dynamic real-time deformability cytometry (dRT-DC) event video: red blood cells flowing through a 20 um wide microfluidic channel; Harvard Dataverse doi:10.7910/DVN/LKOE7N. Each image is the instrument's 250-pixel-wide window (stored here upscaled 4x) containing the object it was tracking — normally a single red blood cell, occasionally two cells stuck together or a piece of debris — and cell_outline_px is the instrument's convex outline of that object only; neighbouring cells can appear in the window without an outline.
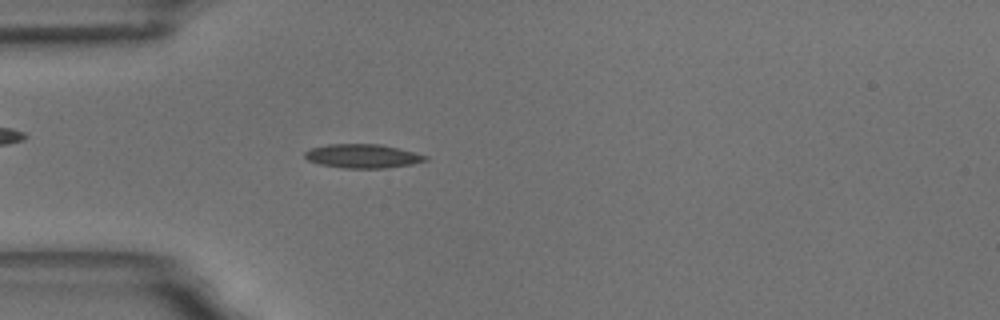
{"species": "common noctule bat (a hibernating species)", "species_latin": "Nyctalus noctula", "temperature_condition": "room temperature", "stored_images_in_passage": 57, "camera_frame_rate_fps": 3000, "um_per_image_px": 0.085, "animal": {"sex": "male", "body_mass_g": 18.8}, "frame": {"image": 1, "passage_image": 16, "time_ms": 5.0, "image_size_px": [1000, 320], "cell_outline_px": [[428, 160], [412, 164], [388, 168], [344, 168], [320, 164], [308, 160], [304, 156], [304, 152], [312, 148], [328, 144], [380, 144], [400, 148], [428, 156]], "centroid_in_image_um": [30.85, 13.26], "position_along_channel_um": 54.1, "area_um2": 16.82}}
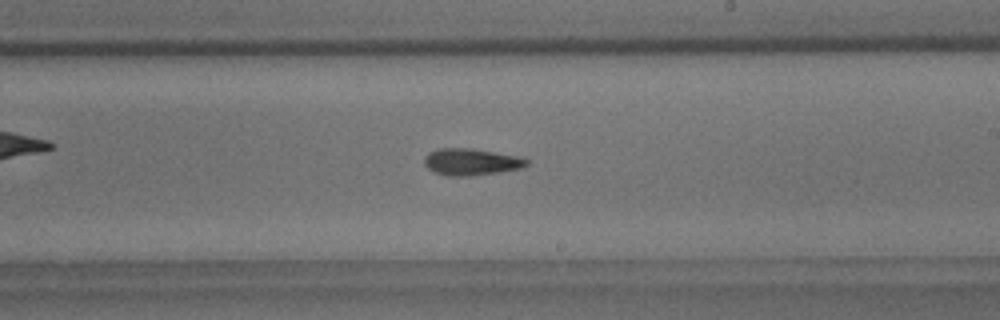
{"frame": {"image": 2, "passage_image": 33, "time_ms": 10.667, "image_size_px": [1000, 320], "cell_outline_px": [[528, 164], [520, 168], [496, 172], [468, 176], [448, 176], [436, 172], [428, 168], [424, 164], [424, 156], [428, 152], [436, 148], [472, 148], [520, 156], [528, 160]], "centroid_in_image_um": [40.01, 13.74], "position_along_channel_um": 249.0, "area_um2": 15.95}}
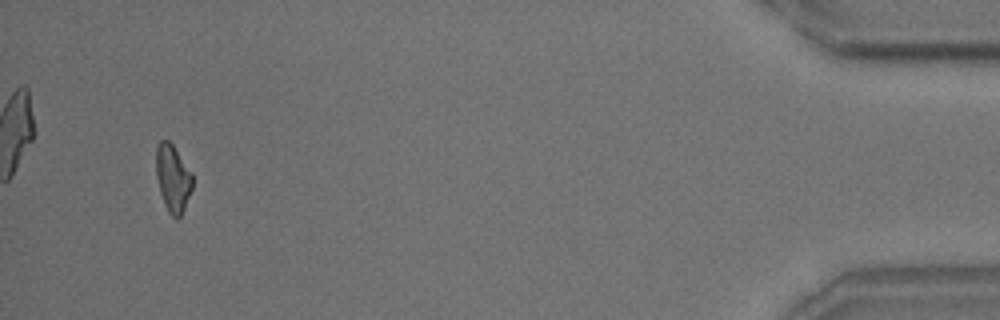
{"frame": {"image": 3, "passage_image": 54, "time_ms": 17.667, "image_size_px": [1000, 320], "cell_outline_px": [[192, 188], [184, 208], [180, 216], [176, 220], [168, 212], [164, 204], [160, 192], [156, 176], [156, 144], [160, 140], [168, 140], [172, 144], [192, 172]], "centroid_in_image_um": [14.68, 15.14], "position_along_channel_um": 420.5, "area_um2": 14.28}, "authors_computed_cell_mechanics": {"area_um2": 15.0858, "velocity_mm_per_s": 3.546, "shape_relaxation_time_tau1_ms": 9.3099, "shape_relaxation_time_tau2_ms": 9.2721, "deformation_change_tau1": 0.1858, "deformation_change_tau2": 0.1841}}